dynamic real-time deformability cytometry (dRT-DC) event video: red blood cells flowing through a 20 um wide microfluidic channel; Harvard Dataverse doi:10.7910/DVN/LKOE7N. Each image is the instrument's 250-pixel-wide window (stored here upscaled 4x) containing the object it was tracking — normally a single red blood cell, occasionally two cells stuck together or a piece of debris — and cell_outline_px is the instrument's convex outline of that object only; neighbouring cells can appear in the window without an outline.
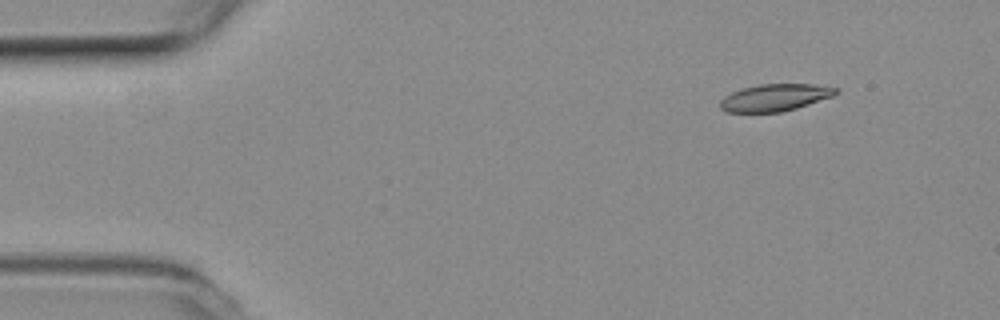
{"species": "common noctule bat (a hibernating species)", "species_latin": "Nyctalus noctula", "temperature_condition": "room temperature", "stored_images_in_passage": 5, "camera_frame_rate_fps": 3000, "um_per_image_px": 0.085, "animal": {"sex": "female", "body_mass_g": 19.3, "forearm_length_mm": 54.1}, "frame": {"image": 1, "passage_image": 1, "time_ms": 0.0, "image_size_px": [1000, 320], "cell_outline_px": [[840, 92], [832, 96], [796, 108], [780, 112], [728, 112], [720, 108], [720, 100], [724, 96], [740, 88], [760, 84], [816, 84], [840, 88]], "centroid_in_image_um": [65.88, 8.28], "position_along_channel_um": 19.1, "area_um2": 18.32}}
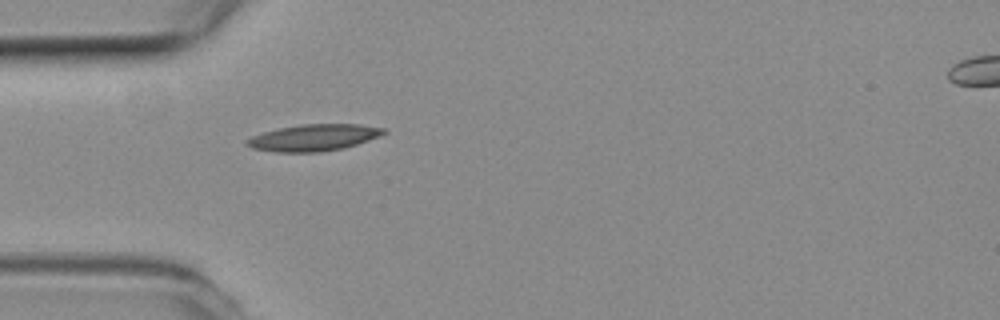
{"frame": {"image": 2, "passage_image": 4, "time_ms": 1.0, "image_size_px": [1000, 320], "cell_outline_px": [[388, 132], [380, 136], [344, 148], [320, 152], [276, 152], [252, 148], [244, 144], [244, 140], [252, 136], [264, 132], [280, 128], [300, 124], [356, 124], [384, 128]], "centroid_in_image_um": [26.64, 11.7], "position_along_channel_um": 58.4, "area_um2": 21.21}}